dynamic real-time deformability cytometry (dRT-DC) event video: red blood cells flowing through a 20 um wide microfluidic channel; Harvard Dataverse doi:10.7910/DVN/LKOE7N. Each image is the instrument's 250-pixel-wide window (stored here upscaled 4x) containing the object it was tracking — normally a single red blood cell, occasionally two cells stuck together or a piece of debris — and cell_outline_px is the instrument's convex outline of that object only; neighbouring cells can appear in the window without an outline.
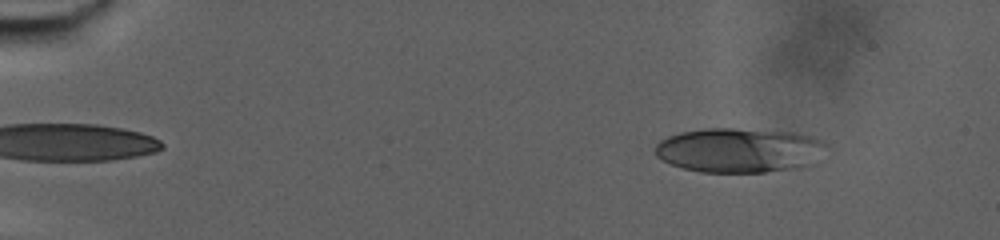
{"species": "human", "species_latin": "Homo sapiens", "temperature_condition": "warm", "stored_images_in_passage": 77, "camera_frame_rate_fps": 3000, "um_per_image_px": 0.085, "donor": {"sex": "male"}, "frame": {"image": 1, "passage_image": 9, "time_ms": 2.667, "image_size_px": [1000, 240], "cell_outline_px": [[828, 144], [812, 164], [800, 168], [764, 172], [700, 172], [684, 168], [660, 160], [656, 156], [656, 144], [660, 140], [668, 136], [680, 132], [708, 128], [732, 128], [796, 132], [812, 136], [824, 140]], "centroid_in_image_um": [62.85, 12.76], "position_along_channel_um": 22.1, "area_um2": 44.74}}
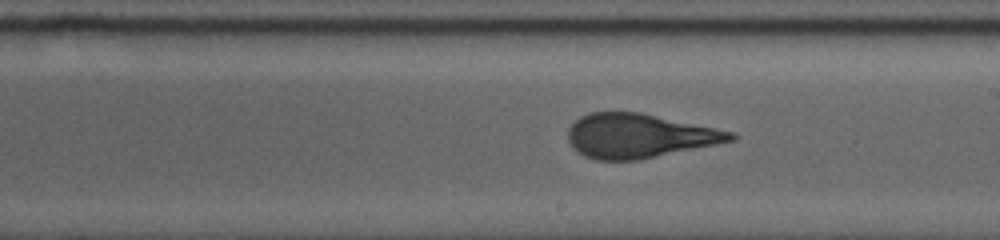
{"frame": {"image": 2, "passage_image": 46, "time_ms": 15.0, "image_size_px": [1000, 240], "cell_outline_px": [[740, 136], [736, 140], [640, 160], [596, 160], [584, 156], [576, 152], [572, 148], [568, 140], [568, 128], [580, 116], [588, 112], [640, 112], [736, 132]], "centroid_in_image_um": [54.34, 11.55], "position_along_channel_um": 234.7, "area_um2": 42.25}}
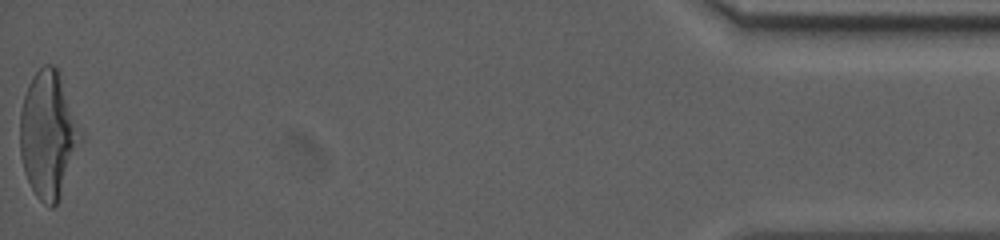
{"frame": {"image": 3, "passage_image": 77, "time_ms": 25.333, "image_size_px": [1000, 240], "cell_outline_px": [[84, 136], [60, 200], [52, 208], [48, 208], [36, 196], [24, 172], [20, 156], [20, 112], [24, 96], [28, 84], [32, 76], [44, 64], [52, 64], [60, 72], [84, 132]], "centroid_in_image_um": [4.14, 11.45], "position_along_channel_um": 431.1, "area_um2": 45.84}, "authors_computed_cell_mechanics": {"area_um2": 43.1188, "velocity_mm_per_s": 2.7158, "shape_relaxation_time_tau1_ms": 9.273, "shape_relaxation_time_tau2_ms": 1.3962, "deformation_change_tau1": 0.2698, "deformation_change_tau2": 0.1102}}